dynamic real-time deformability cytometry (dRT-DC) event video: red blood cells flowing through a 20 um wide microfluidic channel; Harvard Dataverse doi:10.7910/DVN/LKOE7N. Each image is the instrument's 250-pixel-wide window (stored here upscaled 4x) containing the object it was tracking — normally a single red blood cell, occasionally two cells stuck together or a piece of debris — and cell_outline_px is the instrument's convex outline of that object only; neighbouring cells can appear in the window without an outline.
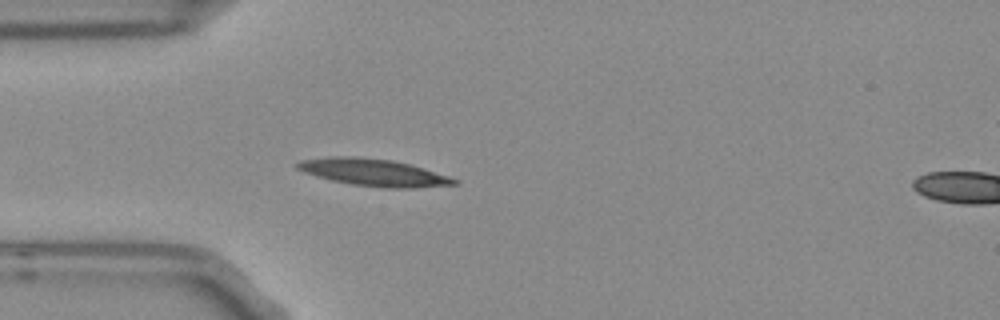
{"species": "Egyptian fruit bat (a non-hibernating species)", "species_latin": "Rousettus aegyptiacus", "temperature_condition": "room temperature", "stored_images_in_passage": 4, "segment_of_instrument_passage": [1, 2], "camera_frame_rate_fps": 3000, "um_per_image_px": 0.085, "frame": {"image": 1, "passage_image": 3, "time_ms": 0.667, "image_size_px": [1000, 320], "cell_outline_px": [[460, 184], [412, 188], [384, 188], [352, 184], [332, 180], [316, 176], [304, 172], [296, 168], [292, 164], [300, 160], [332, 156], [356, 156], [392, 160], [408, 164], [448, 176], [460, 180]], "centroid_in_image_um": [31.72, 14.65], "position_along_channel_um": 53.3, "area_um2": 24.8}}